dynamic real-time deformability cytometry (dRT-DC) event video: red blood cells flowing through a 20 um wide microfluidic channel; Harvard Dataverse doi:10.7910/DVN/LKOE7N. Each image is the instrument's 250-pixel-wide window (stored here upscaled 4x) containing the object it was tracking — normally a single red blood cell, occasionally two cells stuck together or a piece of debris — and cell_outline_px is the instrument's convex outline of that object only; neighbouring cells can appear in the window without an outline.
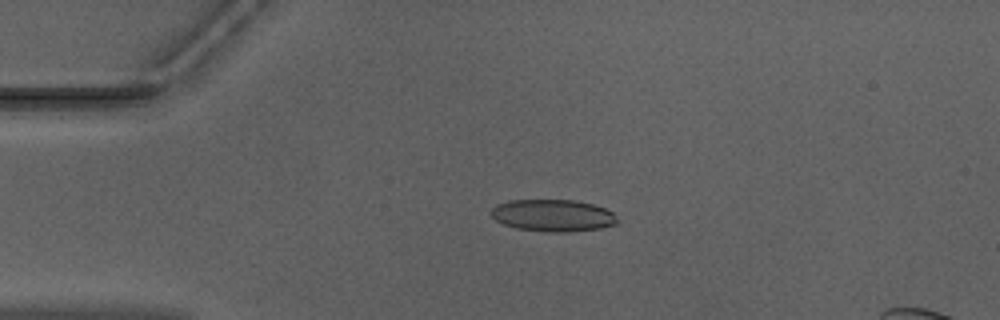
{"species": "Egyptian fruit bat (a non-hibernating species)", "species_latin": "Rousettus aegyptiacus", "temperature_condition": "warm", "stored_images_in_passage": 41, "camera_frame_rate_fps": 3000, "um_per_image_px": 0.085, "animal": {"sex": "male"}, "frame": {"image": 1, "passage_image": 1, "time_ms": 0.0, "image_size_px": [1000, 320], "cell_outline_px": [[616, 224], [600, 228], [564, 232], [548, 232], [516, 228], [504, 224], [496, 220], [492, 216], [492, 208], [496, 204], [508, 200], [576, 200], [592, 204], [604, 208], [612, 212], [616, 216]], "centroid_in_image_um": [46.98, 18.3], "position_along_channel_um": 38.0, "area_um2": 23.41}}
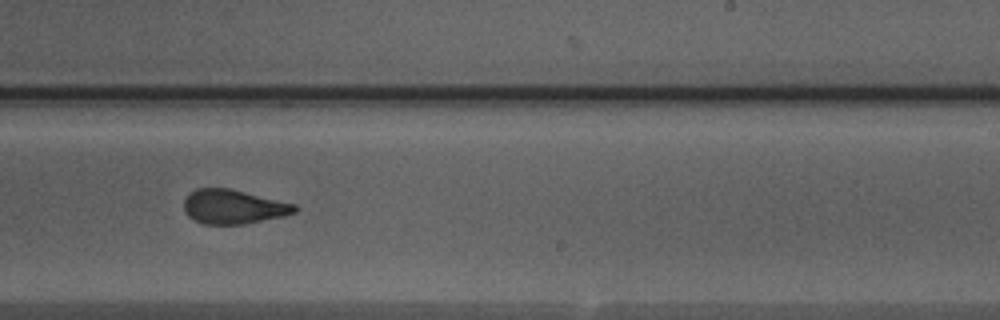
{"frame": {"image": 2, "passage_image": 21, "time_ms": 6.667, "image_size_px": [1000, 320], "cell_outline_px": [[300, 208], [296, 212], [284, 216], [244, 224], [204, 224], [188, 216], [184, 212], [184, 200], [196, 188], [228, 188], [296, 204]], "centroid_in_image_um": [19.86, 17.58], "position_along_channel_um": 269.1, "area_um2": 22.02}}
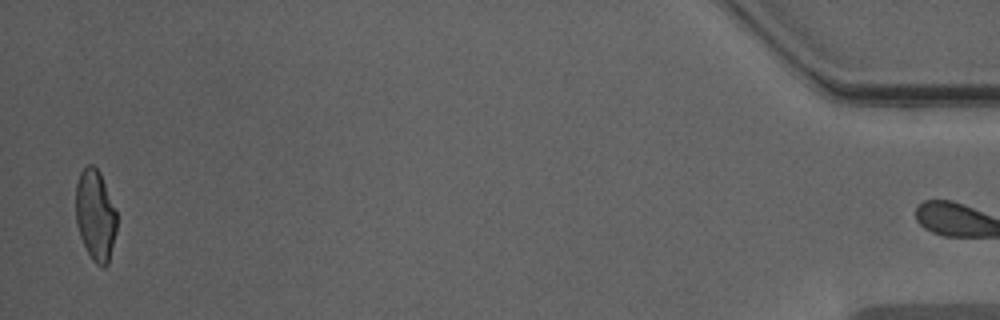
{"frame": {"image": 3, "passage_image": 40, "time_ms": 13.0, "image_size_px": [1000, 320], "cell_outline_px": [[116, 232], [108, 264], [104, 268], [100, 268], [92, 260], [80, 236], [76, 224], [76, 184], [80, 172], [88, 164], [92, 164], [100, 172], [116, 212]], "centroid_in_image_um": [8.1, 18.32], "position_along_channel_um": 427.1, "area_um2": 21.68}, "authors_computed_cell_mechanics": {"area_um2": 22.9466, "velocity_mm_per_s": 3.9741, "shape_relaxation_time_tau1_ms": null, "shape_relaxation_time_tau2_ms": 1.2844, "deformation_change_tau1": null, "deformation_change_tau2": 0.0842}}